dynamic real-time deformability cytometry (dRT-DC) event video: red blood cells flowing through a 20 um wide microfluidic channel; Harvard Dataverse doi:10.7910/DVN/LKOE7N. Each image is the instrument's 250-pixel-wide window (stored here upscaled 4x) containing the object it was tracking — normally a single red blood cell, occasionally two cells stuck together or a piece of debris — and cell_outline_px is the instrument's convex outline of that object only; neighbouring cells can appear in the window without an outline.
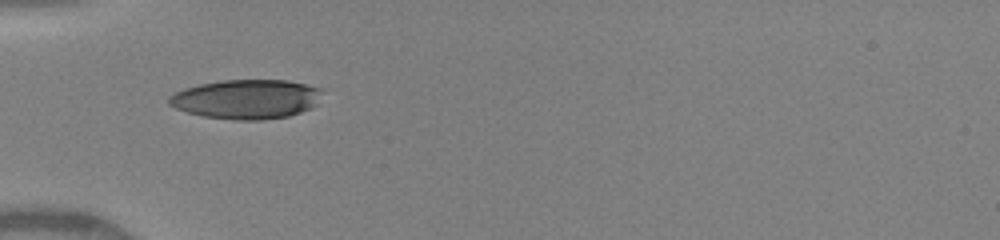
{"species": "human", "species_latin": "Homo sapiens", "temperature_condition": "warm", "stored_images_in_passage": 44, "camera_frame_rate_fps": 3000, "um_per_image_px": 0.085, "donor": {"sex": "female"}, "frame": {"image": 1, "passage_image": 1, "time_ms": 0.0, "image_size_px": [1000, 240], "cell_outline_px": [[320, 92], [316, 104], [312, 108], [288, 116], [260, 120], [236, 120], [204, 116], [188, 112], [176, 108], [168, 104], [168, 96], [184, 88], [200, 84], [224, 80], [288, 80], [320, 88]], "centroid_in_image_um": [20.92, 8.43], "position_along_channel_um": 64.1, "area_um2": 34.91}}
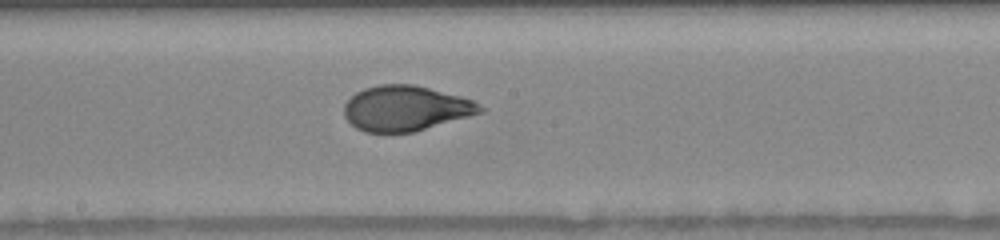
{"frame": {"image": 2, "passage_image": 19, "time_ms": 3.667, "image_size_px": [1000, 240], "cell_outline_px": [[484, 112], [412, 132], [364, 132], [356, 128], [344, 116], [344, 104], [356, 92], [364, 88], [380, 84], [412, 84], [460, 96], [472, 100], [480, 104], [484, 108]], "centroid_in_image_um": [34.47, 9.2], "position_along_channel_um": 213.7, "area_um2": 35.6}}
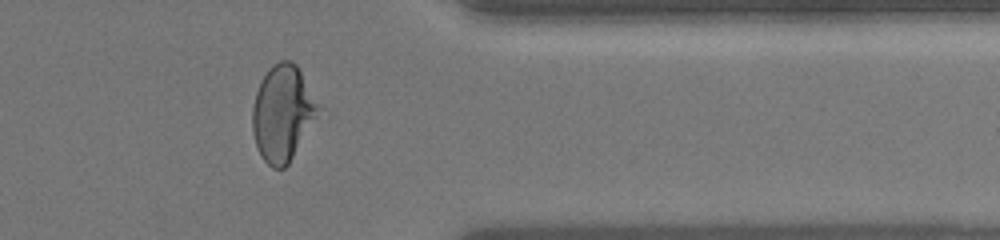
{"frame": {"image": 3, "passage_image": 35, "time_ms": 8.0, "image_size_px": [1000, 240], "cell_outline_px": [[328, 108], [288, 164], [284, 168], [272, 168], [264, 160], [256, 144], [252, 128], [252, 108], [256, 92], [260, 80], [268, 68], [272, 64], [280, 60], [288, 60], [296, 64]], "centroid_in_image_um": [24.17, 9.58], "position_along_channel_um": 387.2, "area_um2": 38.78}, "authors_computed_cell_mechanics": {"area_um2": 35.7782, "velocity_mm_per_s": 4.1793, "shape_relaxation_time_tau1_ms": 6.8589, "shape_relaxation_time_tau2_ms": null, "deformation_change_tau1": 0.262, "deformation_change_tau2": null}}